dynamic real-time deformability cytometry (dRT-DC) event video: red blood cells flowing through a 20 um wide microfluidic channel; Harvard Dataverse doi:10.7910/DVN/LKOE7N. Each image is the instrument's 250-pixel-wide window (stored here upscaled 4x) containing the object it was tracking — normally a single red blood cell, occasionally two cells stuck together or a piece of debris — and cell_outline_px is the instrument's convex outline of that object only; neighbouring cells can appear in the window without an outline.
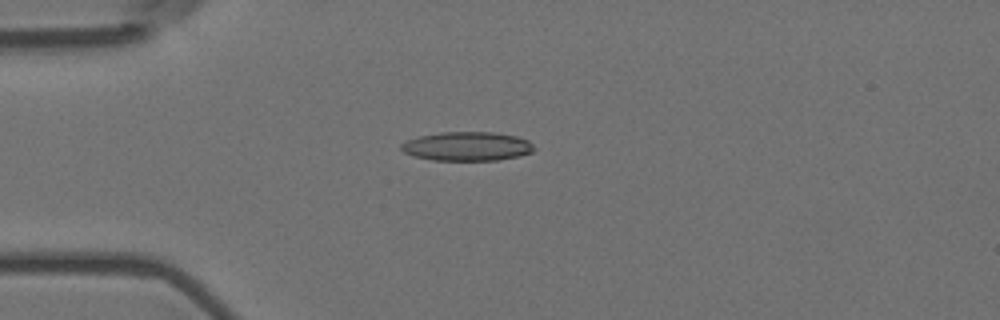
{"species": "Egyptian fruit bat (a non-hibernating species)", "species_latin": "Rousettus aegyptiacus", "temperature_condition": "room temperature", "stored_images_in_passage": 5, "camera_frame_rate_fps": 3000, "um_per_image_px": 0.085, "animal": {"sex": "female"}, "frame": {"image": 1, "passage_image": 5, "time_ms": 1.333, "image_size_px": [1000, 320], "cell_outline_px": [[536, 148], [532, 152], [520, 156], [496, 160], [432, 160], [416, 156], [404, 152], [400, 148], [400, 144], [408, 140], [420, 136], [440, 132], [492, 132], [516, 136], [528, 140]], "centroid_in_image_um": [39.73, 12.43], "position_along_channel_um": 45.3, "area_um2": 22.37}}